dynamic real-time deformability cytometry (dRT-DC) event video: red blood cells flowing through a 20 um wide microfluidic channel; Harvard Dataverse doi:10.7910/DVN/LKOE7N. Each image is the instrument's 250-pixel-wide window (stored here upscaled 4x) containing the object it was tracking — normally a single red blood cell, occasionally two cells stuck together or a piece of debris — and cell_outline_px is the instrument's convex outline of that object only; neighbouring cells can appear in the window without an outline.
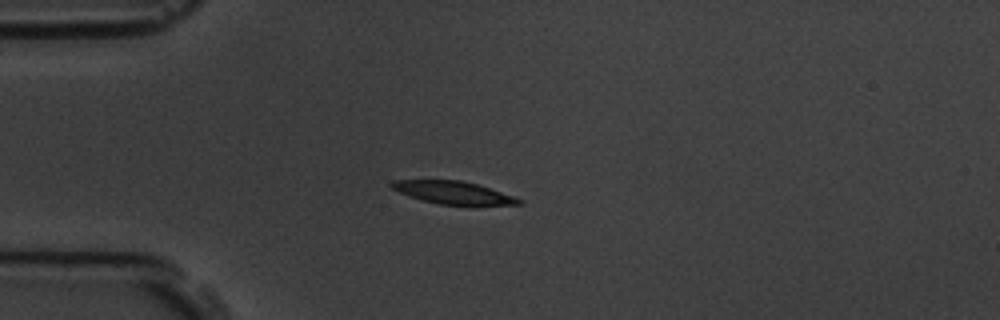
{"species": "common noctule bat (a hibernating species)", "species_latin": "Nyctalus noctula", "temperature_condition": "room temperature", "stored_images_in_passage": 4, "camera_frame_rate_fps": 3000, "um_per_image_px": 0.085, "animal": {"sex": "male", "body_mass_g": 19.5, "forearm_length_mm": 54.6}, "frame": {"image": 1, "passage_image": 1, "time_ms": 0.0, "image_size_px": [1000, 320], "cell_outline_px": [[524, 204], [468, 208], [440, 204], [420, 200], [408, 196], [392, 188], [388, 184], [392, 180], [460, 180], [476, 184], [524, 200]], "centroid_in_image_um": [38.59, 16.43], "position_along_channel_um": 46.4, "area_um2": 17.63}}
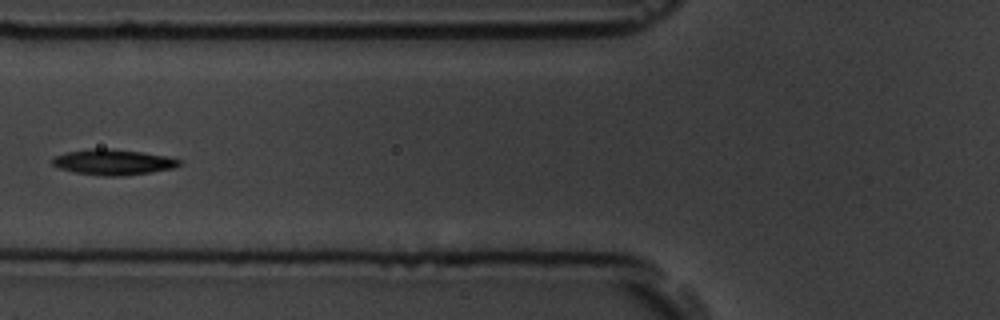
{"frame": {"image": 2, "passage_image": 3, "time_ms": 2.333, "image_size_px": [1000, 320], "cell_outline_px": [[180, 164], [172, 168], [152, 172], [120, 176], [104, 176], [76, 172], [60, 168], [52, 164], [52, 160], [56, 156], [68, 152], [92, 148], [104, 148], [140, 152], [168, 156], [180, 160]], "centroid_in_image_um": [9.63, 13.78], "position_along_channel_um": 116.2, "area_um2": 18.55}}
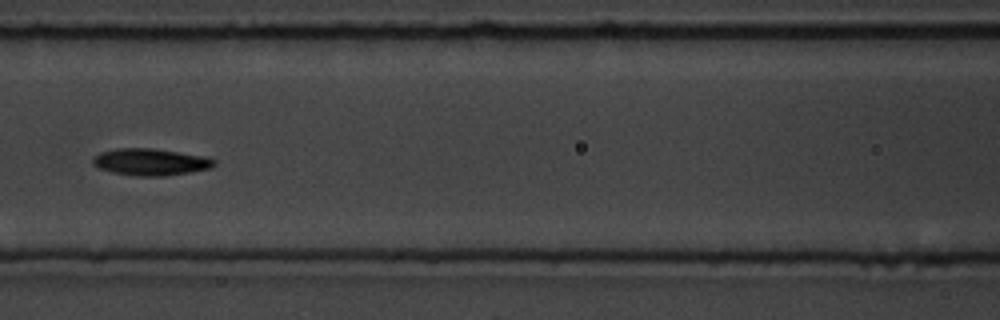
{"frame": {"image": 3, "passage_image": 4, "time_ms": 3.333, "image_size_px": [1000, 320], "cell_outline_px": [[216, 164], [212, 168], [164, 176], [136, 176], [112, 172], [96, 168], [92, 164], [92, 156], [100, 152], [116, 148], [152, 148], [208, 156], [216, 160]], "centroid_in_image_um": [12.78, 13.76], "position_along_channel_um": 153.8, "area_um2": 19.31}}